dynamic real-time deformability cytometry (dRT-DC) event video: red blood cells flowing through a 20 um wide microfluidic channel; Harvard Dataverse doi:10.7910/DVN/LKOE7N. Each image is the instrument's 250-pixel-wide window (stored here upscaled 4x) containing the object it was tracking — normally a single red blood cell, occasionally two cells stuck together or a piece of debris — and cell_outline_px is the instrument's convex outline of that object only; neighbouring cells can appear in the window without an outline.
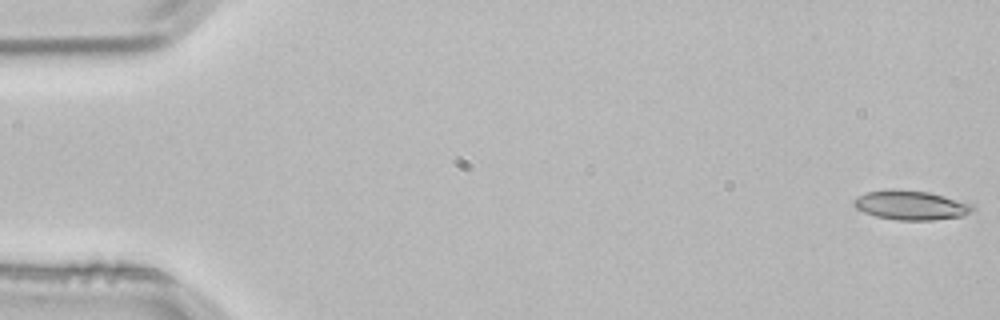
{"species": "common noctule bat (a hibernating species)", "species_latin": "Nyctalus noctula", "temperature_condition": "room temperature", "stored_images_in_passage": 5, "segment_of_instrument_passage": [1, 2], "camera_frame_rate_fps": 3000, "um_per_image_px": 0.085, "animal": {"sex": "male", "body_mass_g": 21.5, "forearm_length_mm": 52.0}, "frame": {"image": 1, "passage_image": 1, "time_ms": 0.0, "image_size_px": [1000, 320], "cell_outline_px": [[976, 208], [972, 212], [964, 216], [932, 220], [896, 220], [876, 216], [864, 212], [856, 208], [852, 204], [852, 200], [856, 196], [868, 192], [892, 188], [928, 192], [944, 196], [972, 204]], "centroid_in_image_um": [77.41, 17.44], "position_along_channel_um": 7.6, "area_um2": 20.46}}
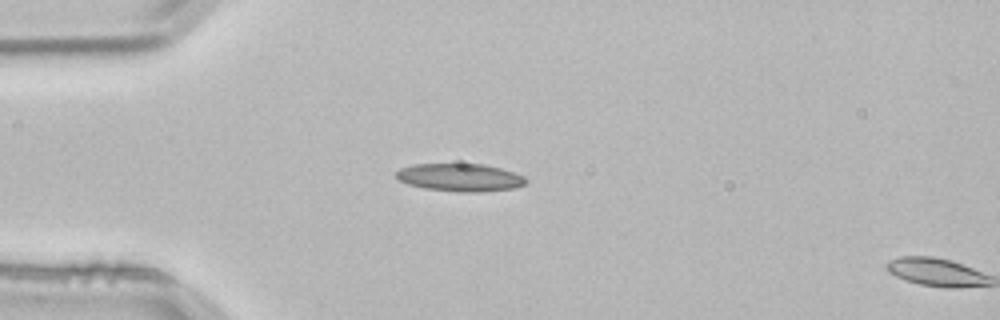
{"frame": {"image": 2, "passage_image": 4, "time_ms": 1.0, "image_size_px": [1000, 320], "cell_outline_px": [[528, 180], [524, 184], [516, 188], [484, 192], [460, 192], [424, 188], [408, 184], [400, 180], [396, 176], [396, 172], [400, 168], [412, 164], [484, 164], [516, 172], [524, 176]], "centroid_in_image_um": [39.14, 15.08], "position_along_channel_um": 45.9, "area_um2": 21.15}}